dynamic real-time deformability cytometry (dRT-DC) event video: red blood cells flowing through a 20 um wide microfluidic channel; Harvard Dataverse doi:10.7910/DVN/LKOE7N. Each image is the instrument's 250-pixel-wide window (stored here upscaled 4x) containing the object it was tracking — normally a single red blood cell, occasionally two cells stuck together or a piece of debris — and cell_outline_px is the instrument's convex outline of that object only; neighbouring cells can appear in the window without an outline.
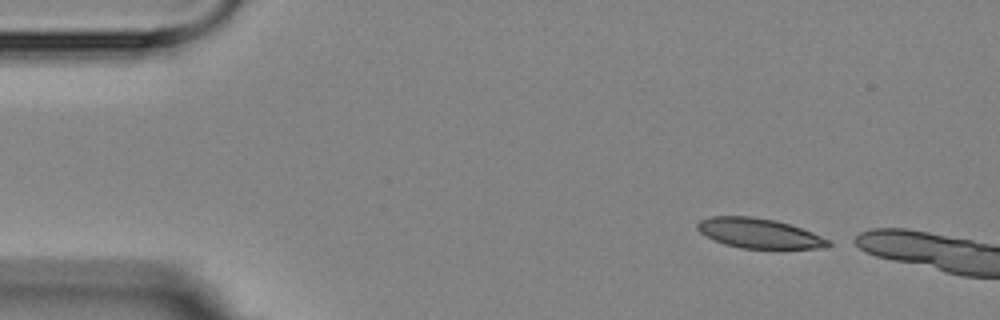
{"species": "Egyptian fruit bat (a non-hibernating species)", "species_latin": "Rousettus aegyptiacus", "temperature_condition": "room temperature", "stored_images_in_passage": 3, "camera_frame_rate_fps": 3000, "um_per_image_px": 0.085, "animal": {"sex": "female"}, "frame": {"image": 1, "passage_image": 1, "time_ms": 0.0, "image_size_px": [1000, 320], "cell_outline_px": [[832, 244], [828, 248], [740, 248], [724, 244], [700, 232], [696, 228], [696, 224], [700, 220], [708, 216], [752, 216], [776, 220], [812, 232], [832, 240]], "centroid_in_image_um": [64.54, 19.82], "position_along_channel_um": 20.5, "area_um2": 22.77}}